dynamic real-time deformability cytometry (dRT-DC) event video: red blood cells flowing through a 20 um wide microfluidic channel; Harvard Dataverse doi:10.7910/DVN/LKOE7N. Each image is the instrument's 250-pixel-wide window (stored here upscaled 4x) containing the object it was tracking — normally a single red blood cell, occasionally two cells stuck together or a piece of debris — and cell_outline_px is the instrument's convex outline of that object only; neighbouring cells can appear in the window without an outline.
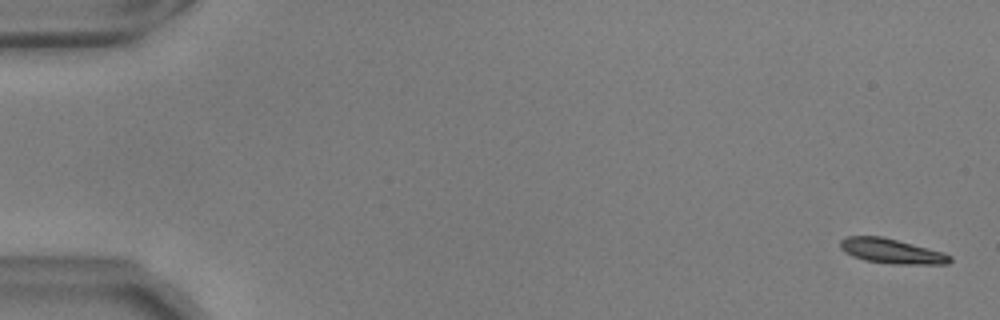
{"species": "common noctule bat (a hibernating species)", "species_latin": "Nyctalus noctula", "temperature_condition": "warm", "stored_images_in_passage": 55, "camera_frame_rate_fps": 3000, "um_per_image_px": 0.085, "animal": {"sex": "male", "body_mass_g": 17.9, "forearm_length_mm": 54.2}, "frame": {"image": 1, "passage_image": 2, "time_ms": 0.333, "image_size_px": [1000, 320], "cell_outline_px": [[952, 260], [948, 264], [892, 264], [864, 260], [852, 256], [844, 252], [840, 248], [840, 240], [848, 236], [884, 236], [944, 252], [952, 256]], "centroid_in_image_um": [75.79, 21.34], "position_along_channel_um": 9.2, "area_um2": 16.07}}
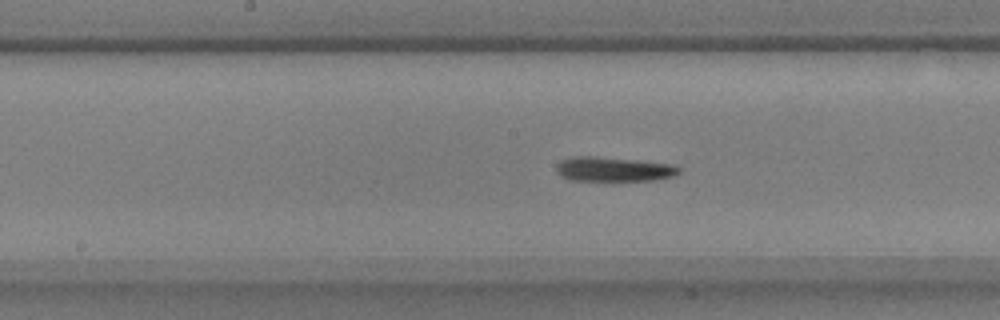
{"frame": {"image": 2, "passage_image": 29, "time_ms": 9.333, "image_size_px": [1000, 320], "cell_outline_px": [[680, 172], [676, 176], [652, 180], [568, 180], [560, 176], [556, 172], [556, 164], [560, 160], [572, 156], [592, 156], [672, 164], [680, 168]], "centroid_in_image_um": [52.1, 14.38], "position_along_channel_um": 196.1, "area_um2": 17.46}}
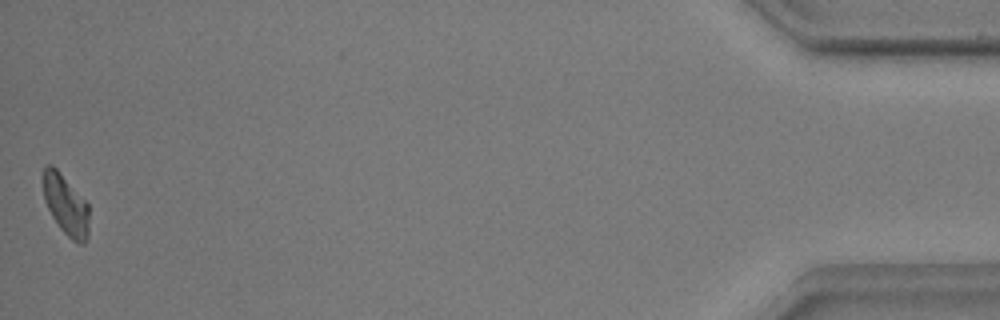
{"frame": {"image": 3, "passage_image": 55, "time_ms": 18.0, "image_size_px": [1000, 320], "cell_outline_px": [[88, 236], [84, 244], [80, 244], [72, 240], [60, 228], [52, 216], [44, 200], [44, 164], [52, 164], [56, 168], [88, 204]], "centroid_in_image_um": [5.59, 17.43], "position_along_channel_um": 429.6, "area_um2": 15.84}, "authors_computed_cell_mechanics": {"area_um2": 17.051, "velocity_mm_per_s": 3.7138, "shape_relaxation_time_tau1_ms": 2.5247, "shape_relaxation_time_tau2_ms": 6.4242, "deformation_change_tau1": 0.1403, "deformation_change_tau2": 0.1518}}